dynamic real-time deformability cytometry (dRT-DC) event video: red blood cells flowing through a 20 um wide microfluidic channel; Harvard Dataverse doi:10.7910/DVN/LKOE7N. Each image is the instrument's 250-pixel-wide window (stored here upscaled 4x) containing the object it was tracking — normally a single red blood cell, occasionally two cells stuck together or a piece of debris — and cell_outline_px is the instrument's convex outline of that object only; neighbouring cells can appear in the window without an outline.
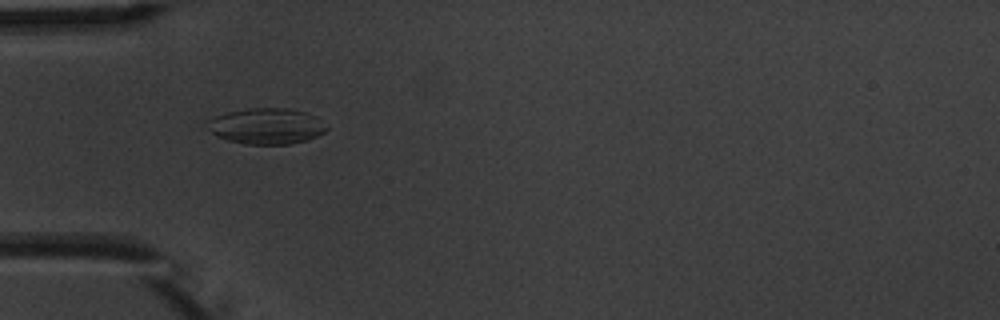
{"species": "common noctule bat (a hibernating species)", "species_latin": "Nyctalus noctula", "temperature_condition": "warm", "stored_images_in_passage": 8, "camera_frame_rate_fps": 3000, "um_per_image_px": 0.085, "animal": {"sex": "male", "body_mass_g": 20.1, "forearm_length_mm": 53.5}, "frame": {"image": 1, "passage_image": 4, "time_ms": 4.333, "image_size_px": [1000, 320], "cell_outline_px": [[328, 128], [324, 132], [308, 140], [292, 144], [244, 144], [228, 140], [216, 136], [204, 124], [204, 120], [228, 112], [248, 108], [288, 108], [308, 112], [316, 116]], "centroid_in_image_um": [22.63, 10.71], "position_along_channel_um": 62.4, "area_um2": 25.2}}
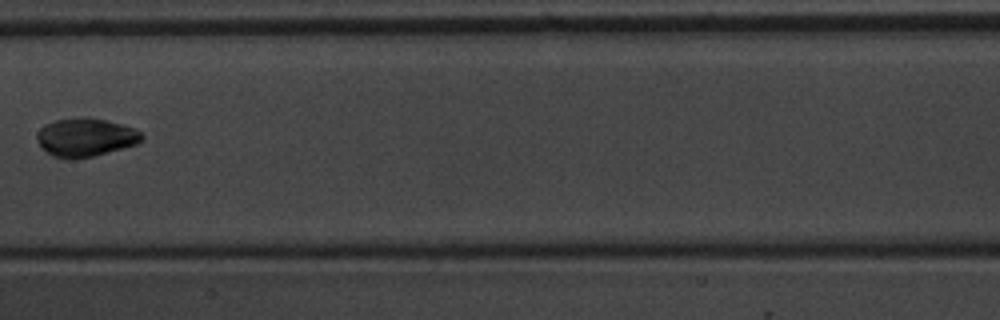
{"frame": {"image": 2, "passage_image": 7, "time_ms": 8.0, "image_size_px": [1000, 320], "cell_outline_px": [[144, 136], [136, 144], [92, 156], [76, 160], [64, 160], [52, 156], [36, 140], [36, 132], [44, 124], [56, 120], [80, 116], [104, 120], [120, 124], [132, 128], [140, 132]], "centroid_in_image_um": [7.2, 11.68], "position_along_channel_um": 200.2, "area_um2": 23.41}}
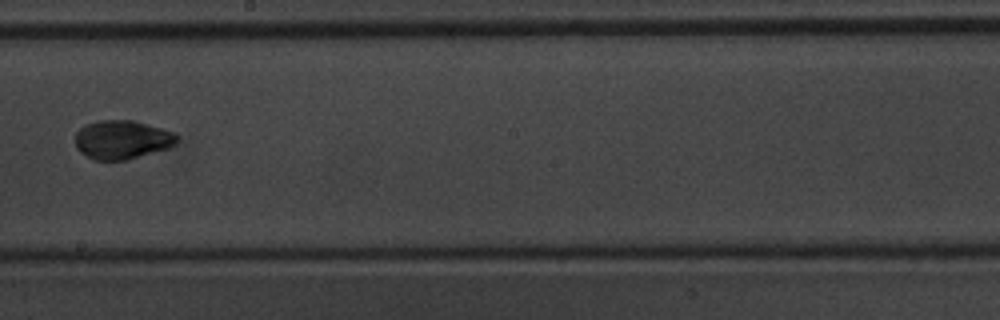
{"frame": {"image": 3, "passage_image": 8, "time_ms": 9.0, "image_size_px": [1000, 320], "cell_outline_px": [[176, 144], [168, 148], [124, 160], [92, 160], [80, 152], [76, 148], [76, 132], [84, 124], [100, 120], [132, 120], [160, 128], [172, 132], [176, 136]], "centroid_in_image_um": [10.32, 11.87], "position_along_channel_um": 237.9, "area_um2": 22.77}}